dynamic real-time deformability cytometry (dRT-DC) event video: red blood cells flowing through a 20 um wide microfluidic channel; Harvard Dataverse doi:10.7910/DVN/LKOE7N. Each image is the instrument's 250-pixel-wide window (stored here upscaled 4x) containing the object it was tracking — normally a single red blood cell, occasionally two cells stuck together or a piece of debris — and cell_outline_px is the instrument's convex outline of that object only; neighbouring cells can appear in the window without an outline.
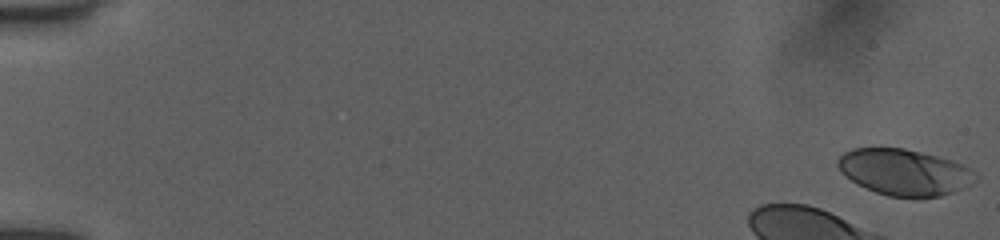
{"species": "human", "species_latin": "Homo sapiens", "temperature_condition": "room temperature", "stored_images_in_passage": 8, "camera_frame_rate_fps": 3000, "um_per_image_px": 0.085, "donor": {"sex": "female"}, "frame": {"image": 1, "passage_image": 1, "time_ms": 0.0, "image_size_px": [1000, 240], "cell_outline_px": [[980, 180], [972, 184], [952, 192], [940, 196], [888, 196], [876, 192], [852, 180], [836, 164], [836, 160], [844, 152], [852, 148], [904, 148], [952, 160], [964, 164], [972, 168], [980, 176]], "centroid_in_image_um": [76.95, 14.61], "position_along_channel_um": 8.0, "area_um2": 36.82}}